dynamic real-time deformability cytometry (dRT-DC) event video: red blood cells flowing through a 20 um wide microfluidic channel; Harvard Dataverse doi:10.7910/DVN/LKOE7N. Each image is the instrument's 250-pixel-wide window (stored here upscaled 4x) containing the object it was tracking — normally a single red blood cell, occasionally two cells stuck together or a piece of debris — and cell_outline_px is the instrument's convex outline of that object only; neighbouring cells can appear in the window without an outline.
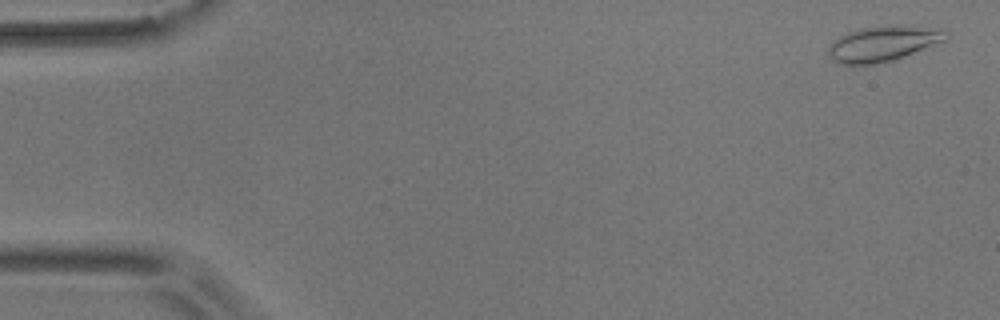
{"species": "common noctule bat (a hibernating species)", "species_latin": "Nyctalus noctula", "temperature_condition": "room temperature", "stored_images_in_passage": 55, "camera_frame_rate_fps": 3000, "um_per_image_px": 0.085, "animal": {"sex": "male", "body_mass_g": 17.9}, "frame": {"image": 1, "passage_image": 2, "time_ms": 0.333, "image_size_px": [1000, 320], "cell_outline_px": [[948, 36], [944, 40], [892, 60], [876, 64], [840, 64], [832, 60], [828, 52], [828, 48], [832, 40], [848, 32], [860, 28], [880, 24], [912, 24], [944, 28], [948, 32]], "centroid_in_image_um": [75.07, 3.65], "position_along_channel_um": 9.9, "area_um2": 24.68}}
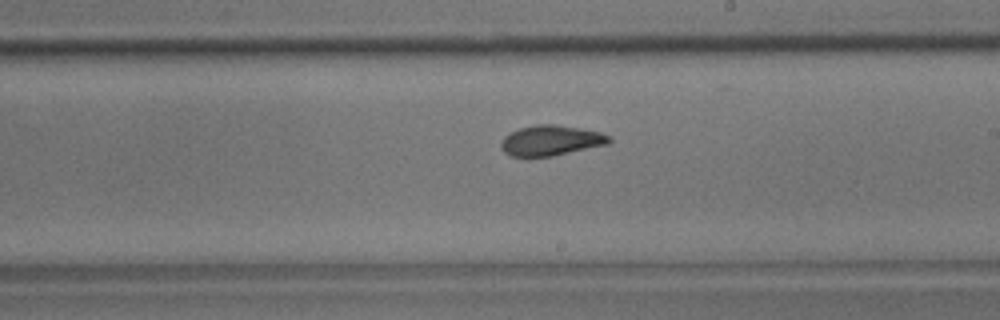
{"frame": {"image": 2, "passage_image": 32, "time_ms": 10.333, "image_size_px": [1000, 320], "cell_outline_px": [[612, 140], [608, 144], [552, 156], [508, 156], [500, 148], [500, 144], [504, 136], [520, 128], [536, 124], [556, 124], [600, 132], [612, 136]], "centroid_in_image_um": [46.83, 11.94], "position_along_channel_um": 242.2, "area_um2": 19.07}}
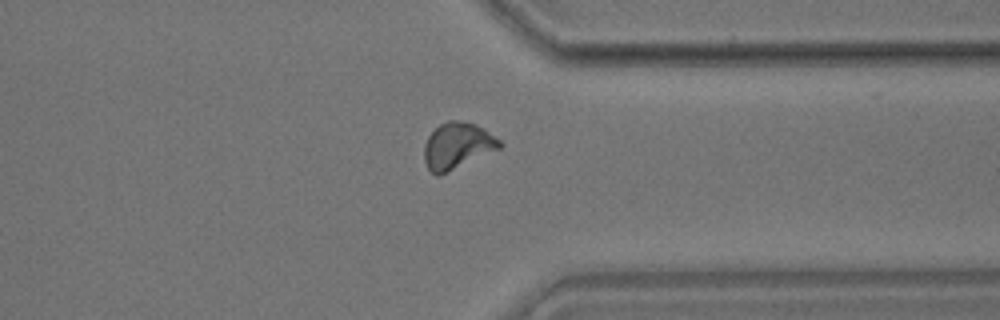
{"frame": {"image": 3, "passage_image": 43, "time_ms": 14.0, "image_size_px": [1000, 320], "cell_outline_px": [[504, 144], [500, 148], [440, 176], [436, 176], [428, 168], [424, 160], [424, 144], [428, 136], [440, 124], [448, 120], [460, 120], [476, 124], [484, 128], [500, 140]], "centroid_in_image_um": [38.87, 12.39], "position_along_channel_um": 372.5, "area_um2": 20.46}, "authors_computed_cell_mechanics": {"area_um2": 19.4208, "velocity_mm_per_s": 3.6152, "shape_relaxation_time_tau1_ms": 4.2556, "shape_relaxation_time_tau2_ms": 2.2017, "deformation_change_tau1": 0.1509, "deformation_change_tau2": 0.0805}}